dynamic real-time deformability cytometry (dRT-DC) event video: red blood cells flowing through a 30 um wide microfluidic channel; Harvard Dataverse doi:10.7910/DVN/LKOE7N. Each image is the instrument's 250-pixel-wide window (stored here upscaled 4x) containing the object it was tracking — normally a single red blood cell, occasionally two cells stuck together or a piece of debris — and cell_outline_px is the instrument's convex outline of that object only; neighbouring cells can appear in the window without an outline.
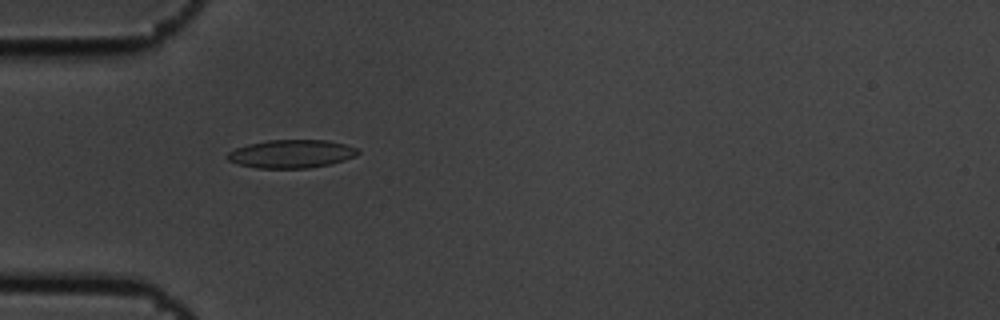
{"species": "common noctule bat (a hibernating species)", "species_latin": "Nyctalus noctula", "temperature_condition": "cold", "stored_images_in_passage": 6, "camera_frame_rate_fps": 3000, "um_per_image_px": 0.085, "animal": {"sex": "male", "body_mass_g": 19.5, "forearm_length_mm": 54.6}, "frame": {"image": 1, "passage_image": 5, "time_ms": 1.333, "image_size_px": [1000, 320], "cell_outline_px": [[360, 152], [356, 156], [332, 164], [308, 168], [256, 168], [240, 164], [228, 160], [228, 152], [236, 148], [248, 144], [268, 140], [328, 140], [360, 148]], "centroid_in_image_um": [24.82, 13.07], "position_along_channel_um": 60.2, "area_um2": 21.5}}
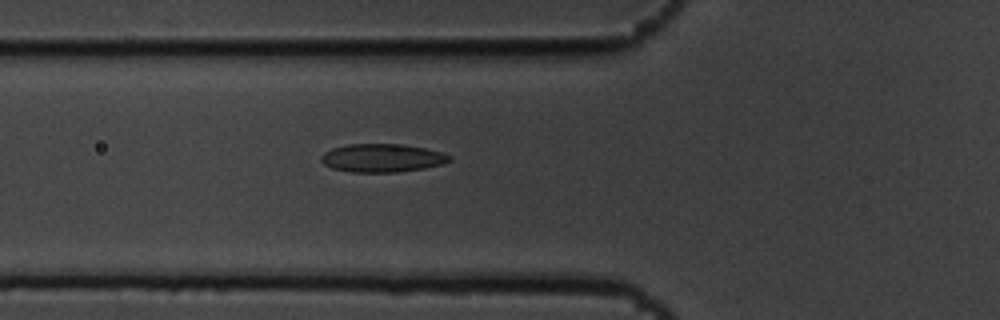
{"frame": {"image": 2, "passage_image": 6, "time_ms": 1.667, "image_size_px": [1000, 320], "cell_outline_px": [[452, 160], [444, 164], [424, 168], [396, 172], [352, 172], [332, 168], [324, 164], [320, 160], [320, 156], [324, 152], [332, 148], [348, 144], [404, 144], [424, 148], [440, 152], [452, 156]], "centroid_in_image_um": [32.48, 13.42], "position_along_channel_um": 93.3, "area_um2": 21.21}}